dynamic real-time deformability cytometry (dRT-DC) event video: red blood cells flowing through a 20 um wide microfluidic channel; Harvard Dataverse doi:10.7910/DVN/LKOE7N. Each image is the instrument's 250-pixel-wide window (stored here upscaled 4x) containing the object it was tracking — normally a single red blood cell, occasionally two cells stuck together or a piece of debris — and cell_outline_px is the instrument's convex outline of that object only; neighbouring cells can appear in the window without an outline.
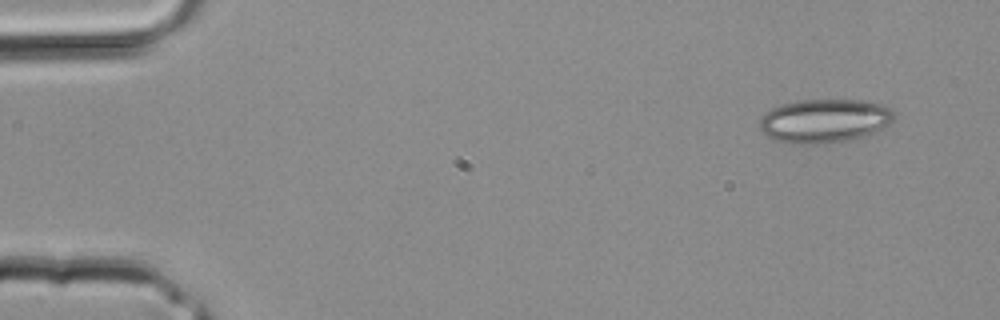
{"species": "common noctule bat (a hibernating species)", "species_latin": "Nyctalus noctula", "temperature_condition": "room temperature", "stored_images_in_passage": 2, "camera_frame_rate_fps": 3000, "um_per_image_px": 0.085, "animal": {"sex": "male", "body_mass_g": 20.4}, "frame": {"image": 1, "passage_image": 1, "time_ms": 0.0, "image_size_px": [1000, 320], "cell_outline_px": [[892, 120], [888, 124], [872, 132], [848, 140], [816, 144], [792, 144], [776, 140], [768, 136], [760, 128], [760, 120], [764, 112], [780, 104], [796, 100], [860, 100], [884, 104], [892, 108]], "centroid_in_image_um": [70.03, 10.25], "position_along_channel_um": 15.0, "area_um2": 34.04}}